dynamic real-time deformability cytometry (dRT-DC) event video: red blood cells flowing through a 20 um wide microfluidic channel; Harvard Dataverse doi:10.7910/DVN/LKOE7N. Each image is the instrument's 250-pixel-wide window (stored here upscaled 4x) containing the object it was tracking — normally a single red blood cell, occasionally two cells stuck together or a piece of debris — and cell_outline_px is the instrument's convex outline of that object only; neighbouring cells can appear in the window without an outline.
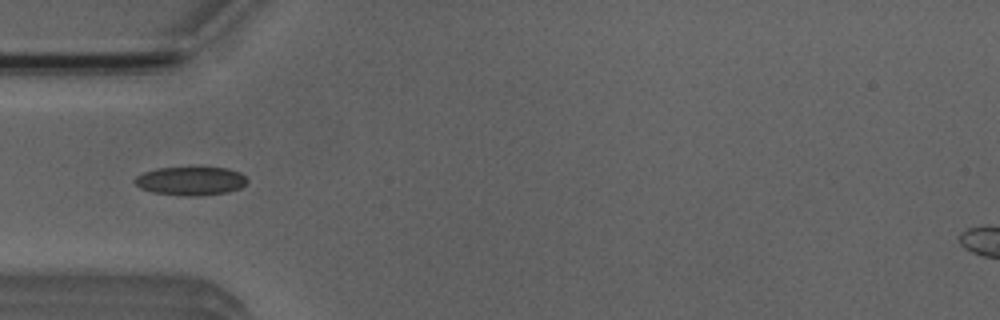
{"species": "Egyptian fruit bat (a non-hibernating species)", "species_latin": "Rousettus aegyptiacus", "temperature_condition": "room temperature", "stored_images_in_passage": 39, "camera_frame_rate_fps": 3000, "um_per_image_px": 0.085, "animal": {"sex": "male"}, "frame": {"image": 1, "passage_image": 3, "time_ms": 0.667, "image_size_px": [1000, 320], "cell_outline_px": [[248, 180], [240, 188], [228, 192], [200, 196], [184, 196], [152, 192], [140, 188], [132, 180], [136, 176], [144, 172], [156, 168], [228, 168], [240, 172]], "centroid_in_image_um": [16.19, 15.39], "position_along_channel_um": 68.8, "area_um2": 18.73}}
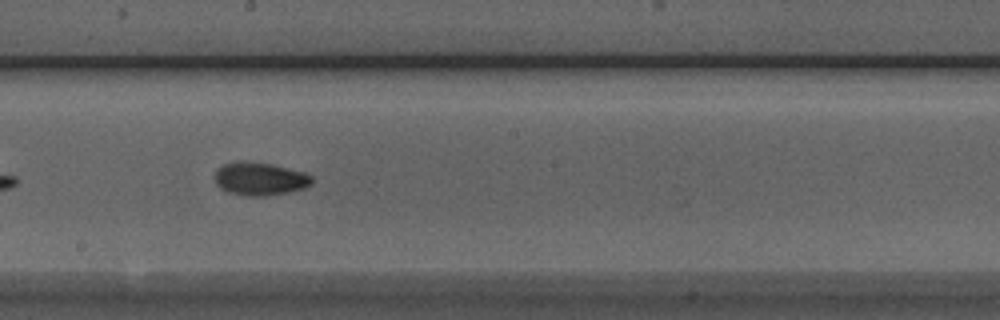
{"frame": {"image": 2, "passage_image": 15, "time_ms": 4.667, "image_size_px": [1000, 320], "cell_outline_px": [[312, 184], [304, 188], [288, 192], [264, 196], [248, 196], [228, 192], [220, 188], [216, 184], [216, 172], [224, 164], [236, 160], [244, 160], [272, 164], [308, 172], [312, 176]], "centroid_in_image_um": [22.13, 15.18], "position_along_channel_um": 226.1, "area_um2": 18.9}}
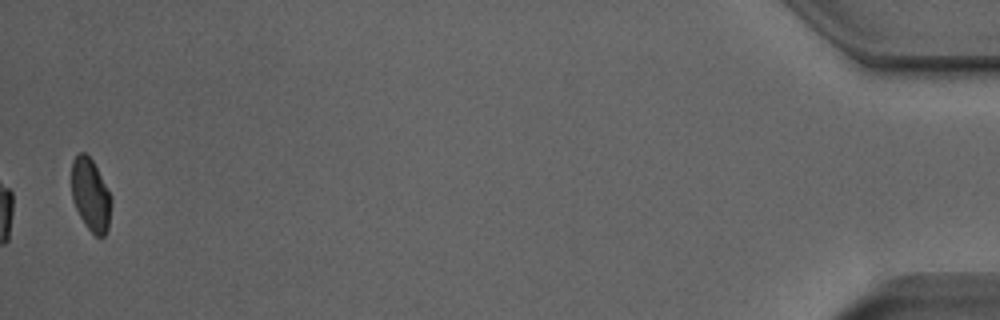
{"frame": {"image": 3, "passage_image": 38, "time_ms": 12.333, "image_size_px": [1000, 320], "cell_outline_px": [[112, 204], [108, 228], [104, 236], [96, 236], [88, 228], [80, 216], [72, 200], [72, 160], [80, 152], [84, 152], [92, 160], [112, 196]], "centroid_in_image_um": [7.72, 16.57], "position_along_channel_um": 427.5, "area_um2": 16.7}, "authors_computed_cell_mechanics": {"area_um2": 17.918, "velocity_mm_per_s": 3.9237, "shape_relaxation_time_tau1_ms": 6.0276, "shape_relaxation_time_tau2_ms": 2.3488, "deformation_change_tau1": 0.1403, "deformation_change_tau2": 0.0554}}